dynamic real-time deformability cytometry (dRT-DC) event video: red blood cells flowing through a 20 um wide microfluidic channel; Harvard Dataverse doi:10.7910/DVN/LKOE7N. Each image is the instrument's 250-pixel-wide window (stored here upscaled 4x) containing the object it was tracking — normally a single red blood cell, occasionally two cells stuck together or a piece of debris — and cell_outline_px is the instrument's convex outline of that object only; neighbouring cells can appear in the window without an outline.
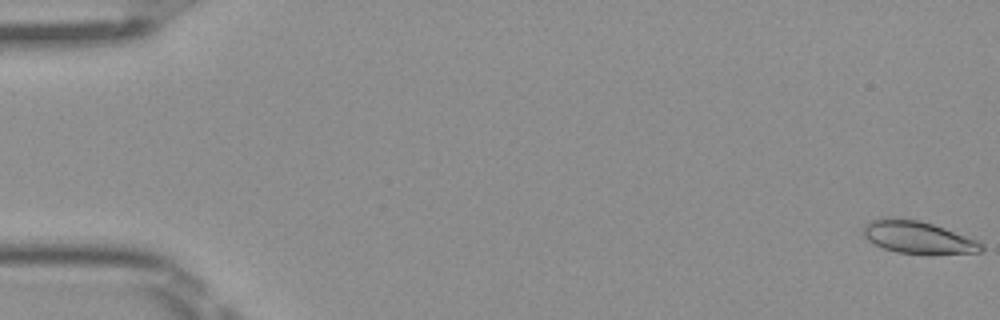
{"species": "Egyptian fruit bat (a non-hibernating species)", "species_latin": "Rousettus aegyptiacus", "temperature_condition": "room temperature", "stored_images_in_passage": 39, "camera_frame_rate_fps": 3000, "um_per_image_px": 0.085, "frame": {"image": 1, "passage_image": 1, "time_ms": 0.0, "image_size_px": [1000, 320], "cell_outline_px": [[984, 248], [980, 252], [936, 256], [928, 256], [896, 252], [872, 244], [860, 232], [872, 220], [888, 216], [916, 220], [932, 224], [944, 228], [976, 240], [984, 244]], "centroid_in_image_um": [78.04, 20.22], "position_along_channel_um": 7.0, "area_um2": 22.89}}
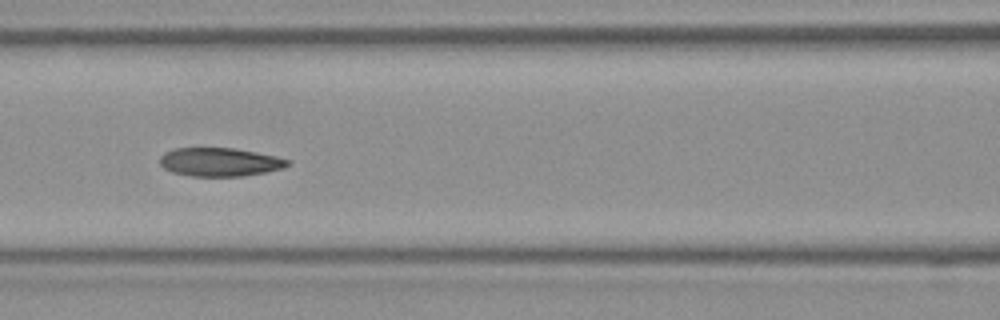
{"frame": {"image": 2, "passage_image": 23, "time_ms": 7.333, "image_size_px": [1000, 320], "cell_outline_px": [[292, 164], [284, 168], [268, 172], [244, 176], [192, 176], [172, 172], [164, 168], [160, 164], [160, 156], [164, 152], [172, 148], [232, 148], [256, 152], [276, 156], [292, 160]], "centroid_in_image_um": [18.72, 13.77], "position_along_channel_um": 147.9, "area_um2": 21.5}}
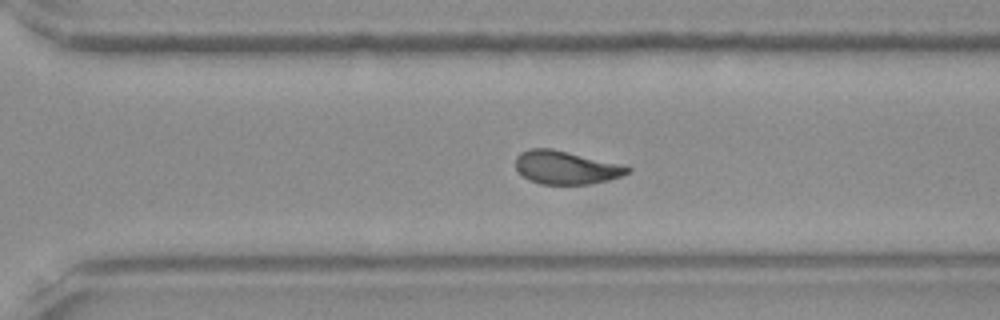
{"frame": {"image": 3, "passage_image": 36, "time_ms": 11.667, "image_size_px": [1000, 320], "cell_outline_px": [[632, 168], [628, 172], [620, 176], [608, 180], [588, 184], [540, 184], [528, 180], [516, 168], [516, 156], [520, 152], [528, 148], [552, 148], [620, 164]], "centroid_in_image_um": [48.06, 14.23], "position_along_channel_um": 322.5, "area_um2": 21.56}}